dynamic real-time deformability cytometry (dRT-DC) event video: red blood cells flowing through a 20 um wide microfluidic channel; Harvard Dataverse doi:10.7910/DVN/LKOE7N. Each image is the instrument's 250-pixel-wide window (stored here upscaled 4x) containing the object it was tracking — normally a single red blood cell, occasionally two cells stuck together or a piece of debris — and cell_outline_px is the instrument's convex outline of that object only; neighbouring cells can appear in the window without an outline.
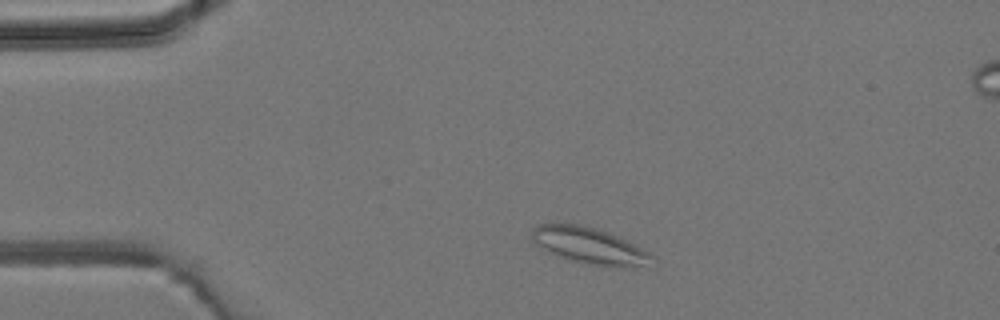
{"species": "common noctule bat (a hibernating species)", "species_latin": "Nyctalus noctula", "temperature_condition": "room temperature", "stored_images_in_passage": 3, "camera_frame_rate_fps": 3000, "um_per_image_px": 0.085, "animal": {"sex": "male", "body_mass_g": 19.2, "forearm_length_mm": 51.8}, "frame": {"image": 1, "passage_image": 2, "time_ms": 1.0, "image_size_px": [1000, 320], "cell_outline_px": [[656, 256], [640, 264], [616, 268], [584, 264], [556, 256], [532, 240], [532, 228], [536, 224], [580, 224], [612, 232]], "centroid_in_image_um": [50.06, 20.86], "position_along_channel_um": 34.9, "area_um2": 25.26}}